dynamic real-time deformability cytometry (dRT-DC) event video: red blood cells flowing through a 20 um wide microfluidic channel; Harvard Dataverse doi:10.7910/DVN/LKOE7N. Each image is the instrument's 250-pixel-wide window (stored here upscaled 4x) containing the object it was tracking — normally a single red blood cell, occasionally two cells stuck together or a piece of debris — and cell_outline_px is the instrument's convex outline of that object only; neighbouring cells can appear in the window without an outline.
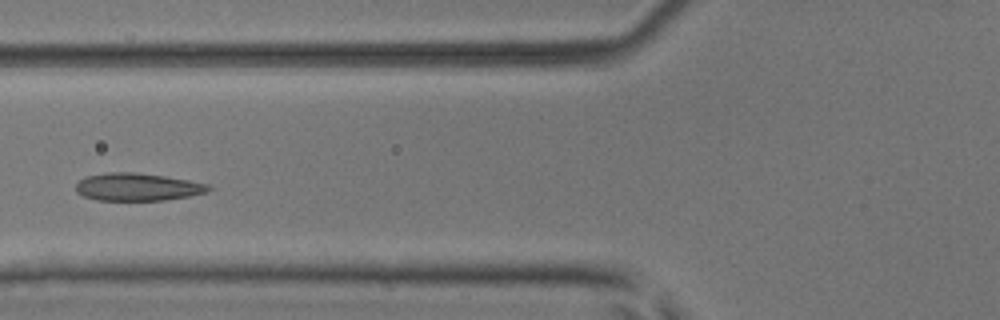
{"species": "common noctule bat (a hibernating species)", "species_latin": "Nyctalus noctula", "temperature_condition": "room temperature", "stored_images_in_passage": 5, "camera_frame_rate_fps": 3000, "um_per_image_px": 0.085, "animal": {"sex": "male", "body_mass_g": 17.9, "forearm_length_mm": 54.2}, "frame": {"image": 1, "passage_image": 5, "time_ms": 1.333, "image_size_px": [1000, 320], "cell_outline_px": [[212, 188], [204, 192], [188, 196], [164, 200], [96, 200], [84, 196], [76, 192], [76, 184], [80, 180], [88, 176], [108, 172], [136, 172], [164, 176], [188, 180], [208, 184]], "centroid_in_image_um": [11.66, 15.89], "position_along_channel_um": 114.1, "area_um2": 21.15}}